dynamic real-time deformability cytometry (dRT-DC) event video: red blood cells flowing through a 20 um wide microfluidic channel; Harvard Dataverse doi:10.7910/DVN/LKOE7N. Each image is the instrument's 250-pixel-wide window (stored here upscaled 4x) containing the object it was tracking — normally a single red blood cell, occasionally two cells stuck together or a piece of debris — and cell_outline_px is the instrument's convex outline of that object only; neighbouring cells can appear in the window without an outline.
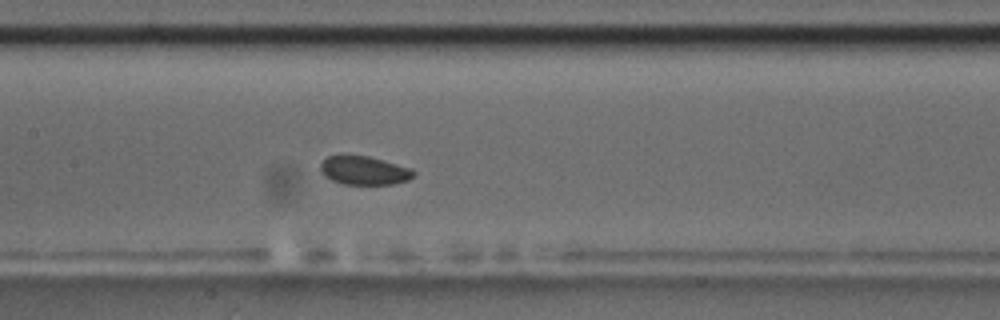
{"species": "common noctule bat (a hibernating species)", "species_latin": "Nyctalus noctula", "temperature_condition": "room temperature", "stored_images_in_passage": 29, "camera_frame_rate_fps": 3000, "um_per_image_px": 0.085, "animal": {"sex": "male", "body_mass_g": 17.5, "forearm_length_mm": 52.3}, "frame": {"image": 1, "passage_image": 13, "time_ms": 4.0, "image_size_px": [1000, 320], "cell_outline_px": [[416, 176], [408, 180], [392, 184], [344, 184], [332, 180], [324, 176], [320, 172], [320, 164], [328, 156], [340, 152], [368, 156], [412, 168], [416, 172]], "centroid_in_image_um": [30.92, 14.45], "position_along_channel_um": 176.5, "area_um2": 16.07}, "authors_computed_cell_mechanics": {"area_um2": 16.0684, "velocity_mm_per_s": 3.671, "shape_relaxation_time_tau1_ms": null, "shape_relaxation_time_tau2_ms": 10.0915, "deformation_change_tau1": null, "deformation_change_tau2": 0.075}}